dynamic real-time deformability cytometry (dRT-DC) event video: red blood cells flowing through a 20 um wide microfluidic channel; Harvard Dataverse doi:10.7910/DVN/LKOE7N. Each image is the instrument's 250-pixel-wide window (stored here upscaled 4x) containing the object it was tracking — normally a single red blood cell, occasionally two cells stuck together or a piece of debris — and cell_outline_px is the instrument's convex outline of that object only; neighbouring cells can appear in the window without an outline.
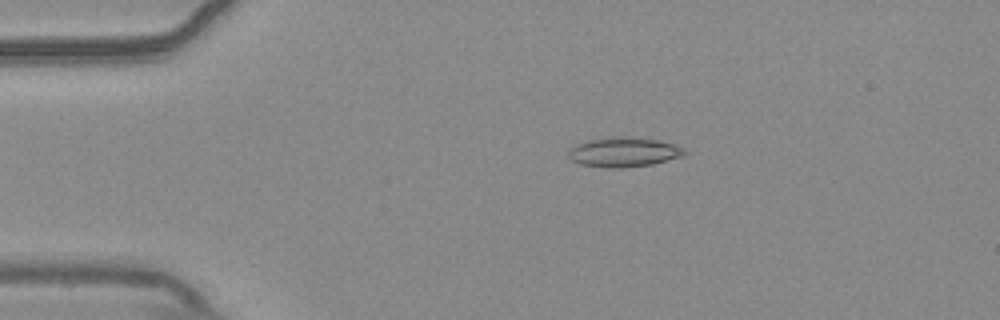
{"species": "common noctule bat (a hibernating species)", "species_latin": "Nyctalus noctula", "temperature_condition": "warm", "stored_images_in_passage": 54, "camera_frame_rate_fps": 3000, "um_per_image_px": 0.085, "animal": {"sex": "male", "body_mass_g": 20.4}, "frame": {"image": 1, "passage_image": 10, "time_ms": 3.0, "image_size_px": [1000, 320], "cell_outline_px": [[688, 152], [680, 156], [652, 164], [624, 168], [604, 168], [580, 164], [572, 160], [568, 156], [568, 148], [572, 144], [588, 140], [612, 136], [624, 136], [656, 140], [676, 144], [684, 148]], "centroid_in_image_um": [52.95, 12.92], "position_along_channel_um": 32.0, "area_um2": 20.29}}
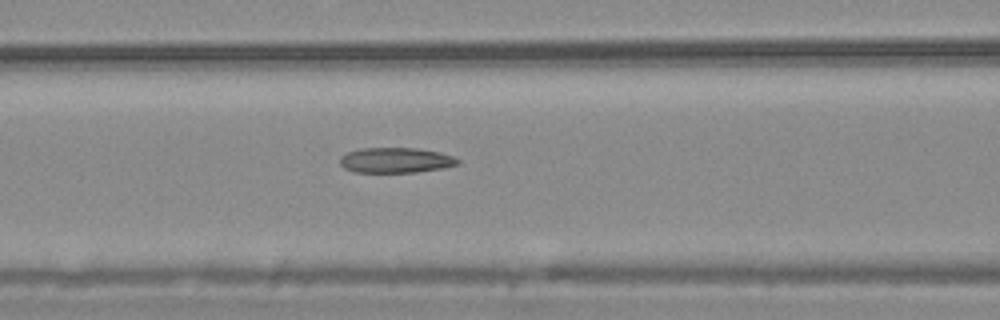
{"frame": {"image": 2, "passage_image": 22, "time_ms": 7.0, "image_size_px": [1000, 320], "cell_outline_px": [[460, 164], [444, 168], [416, 172], [352, 172], [344, 168], [340, 164], [340, 156], [348, 152], [360, 148], [416, 148], [440, 152], [452, 156], [460, 160]], "centroid_in_image_um": [33.64, 13.62], "position_along_channel_um": 133.0, "area_um2": 17.46}}
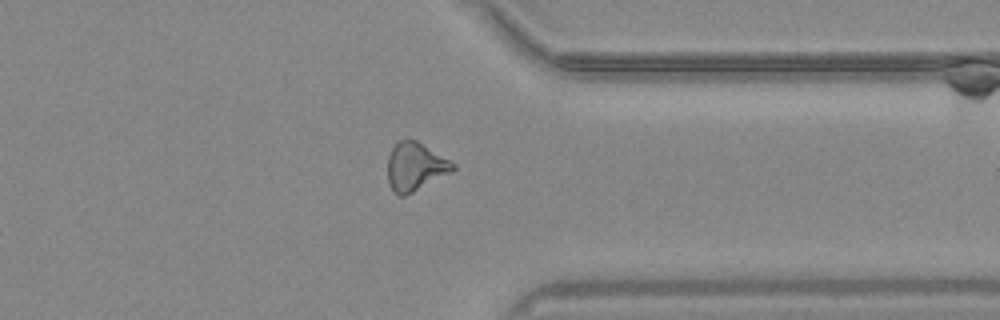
{"frame": {"image": 3, "passage_image": 42, "time_ms": 13.667, "image_size_px": [1000, 320], "cell_outline_px": [[456, 168], [452, 172], [404, 196], [400, 196], [388, 184], [388, 156], [392, 148], [400, 140], [416, 140], [456, 164]], "centroid_in_image_um": [35.3, 14.17], "position_along_channel_um": 376.1, "area_um2": 18.03}, "authors_computed_cell_mechanics": {"area_um2": 18.207, "velocity_mm_per_s": 3.7, "shape_relaxation_time_tau1_ms": null, "shape_relaxation_time_tau2_ms": 3.741, "deformation_change_tau1": null, "deformation_change_tau2": 0.1306}}